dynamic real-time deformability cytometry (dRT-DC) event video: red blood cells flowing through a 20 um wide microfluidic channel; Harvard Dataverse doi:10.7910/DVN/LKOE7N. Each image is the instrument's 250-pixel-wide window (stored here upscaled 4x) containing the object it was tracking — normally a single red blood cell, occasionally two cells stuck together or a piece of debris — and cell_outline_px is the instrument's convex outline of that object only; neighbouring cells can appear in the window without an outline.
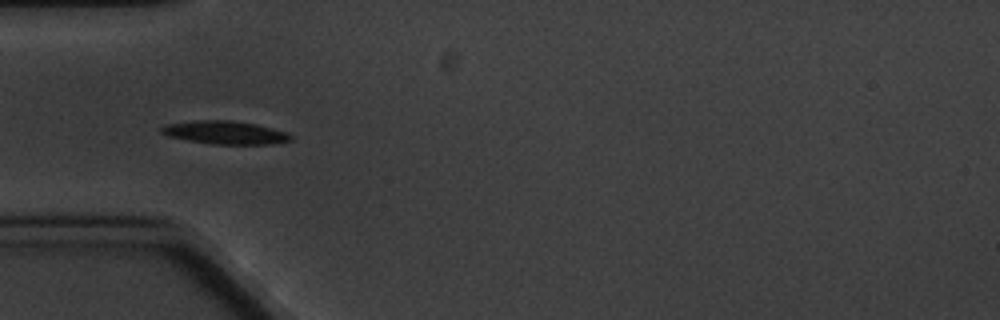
{"species": "common noctule bat (a hibernating species)", "species_latin": "Nyctalus noctula", "temperature_condition": "cold", "stored_images_in_passage": 7, "camera_frame_rate_fps": 3000, "um_per_image_px": 0.085, "animal": {"sex": "male", "body_mass_g": 20.1, "forearm_length_mm": 53.5}, "frame": {"image": 1, "passage_image": 6, "time_ms": 5.667, "image_size_px": [1000, 320], "cell_outline_px": [[292, 140], [272, 144], [212, 144], [188, 140], [168, 136], [160, 132], [160, 128], [168, 124], [196, 120], [232, 120], [256, 124], [288, 132], [292, 136]], "centroid_in_image_um": [19.16, 11.26], "position_along_channel_um": 65.8, "area_um2": 17.46}}